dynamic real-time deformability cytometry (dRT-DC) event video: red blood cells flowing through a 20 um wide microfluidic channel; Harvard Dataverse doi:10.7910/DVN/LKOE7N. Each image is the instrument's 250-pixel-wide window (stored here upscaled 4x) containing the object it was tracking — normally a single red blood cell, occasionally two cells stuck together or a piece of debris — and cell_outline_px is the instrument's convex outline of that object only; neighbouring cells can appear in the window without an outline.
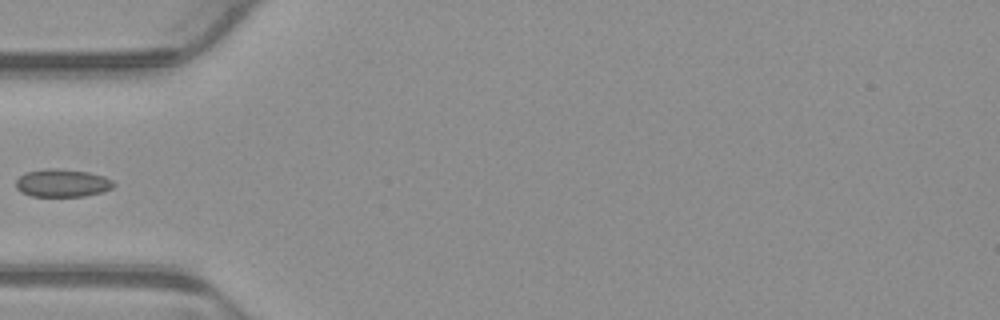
{"species": "common noctule bat (a hibernating species)", "species_latin": "Nyctalus noctula", "temperature_condition": "warm", "stored_images_in_passage": 4, "camera_frame_rate_fps": 3000, "um_per_image_px": 0.085, "animal": {"sex": "male", "body_mass_g": 23.1, "forearm_length_mm": 52.7}, "frame": {"image": 1, "passage_image": 4, "time_ms": 1.0, "image_size_px": [1000, 320], "cell_outline_px": [[116, 184], [112, 188], [104, 192], [84, 196], [32, 196], [20, 192], [16, 188], [16, 180], [24, 172], [44, 168], [56, 168], [88, 172], [104, 176], [112, 180]], "centroid_in_image_um": [5.29, 15.55], "position_along_channel_um": 79.7, "area_um2": 16.07}}